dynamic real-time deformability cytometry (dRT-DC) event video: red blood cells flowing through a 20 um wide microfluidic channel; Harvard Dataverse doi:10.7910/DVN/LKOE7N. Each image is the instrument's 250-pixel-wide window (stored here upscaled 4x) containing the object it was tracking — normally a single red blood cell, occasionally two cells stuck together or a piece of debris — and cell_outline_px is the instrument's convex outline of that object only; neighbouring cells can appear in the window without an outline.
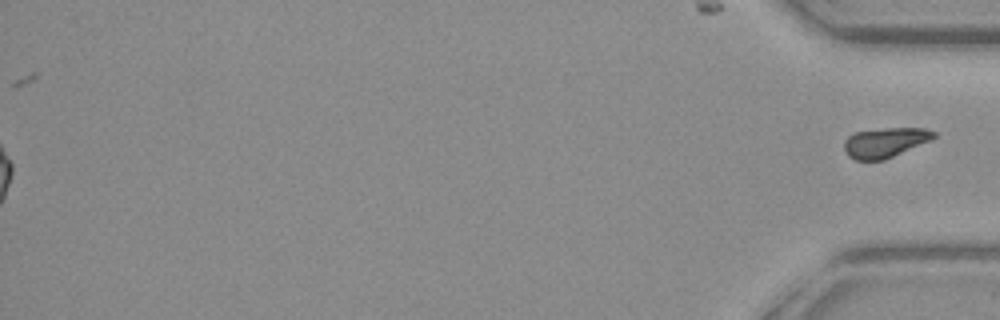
{"species": "common noctule bat (a hibernating species)", "species_latin": "Nyctalus noctula", "temperature_condition": "warm", "stored_images_in_passage": 53, "segment_of_instrument_passage": [2, 2], "camera_frame_rate_fps": 3000, "um_per_image_px": 0.085, "animal": {"sex": "female", "body_mass_g": 19.3, "forearm_length_mm": 54.1}, "frame": {"image": 1, "passage_image": 53, "time_ms": 17.333, "image_size_px": [1000, 320], "cell_outline_px": [[936, 136], [928, 140], [884, 160], [856, 160], [848, 156], [844, 152], [844, 140], [848, 136], [856, 132], [884, 128], [924, 128], [936, 132]], "centroid_in_image_um": [75.17, 12.11], "position_along_channel_um": 360.0, "area_um2": 15.32}}